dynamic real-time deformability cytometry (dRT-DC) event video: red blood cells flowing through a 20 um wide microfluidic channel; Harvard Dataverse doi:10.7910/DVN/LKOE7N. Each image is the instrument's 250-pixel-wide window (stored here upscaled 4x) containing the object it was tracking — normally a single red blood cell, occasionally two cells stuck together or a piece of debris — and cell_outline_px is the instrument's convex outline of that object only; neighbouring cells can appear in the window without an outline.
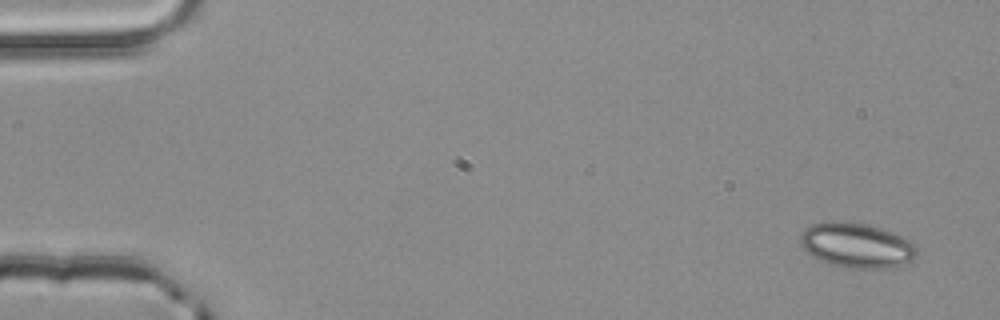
{"species": "common noctule bat (a hibernating species)", "species_latin": "Nyctalus noctula", "temperature_condition": "room temperature", "stored_images_in_passage": 3, "camera_frame_rate_fps": 3000, "um_per_image_px": 0.085, "animal": {"sex": "male", "body_mass_g": 20.4}, "frame": {"image": 1, "passage_image": 1, "time_ms": 0.0, "image_size_px": [1000, 320], "cell_outline_px": [[916, 256], [912, 260], [904, 264], [884, 268], [852, 268], [832, 264], [820, 260], [812, 256], [800, 244], [800, 232], [804, 228], [812, 224], [832, 220], [864, 224], [880, 228], [892, 232], [908, 240], [916, 248]], "centroid_in_image_um": [72.77, 20.84], "position_along_channel_um": 12.2, "area_um2": 30.17}}
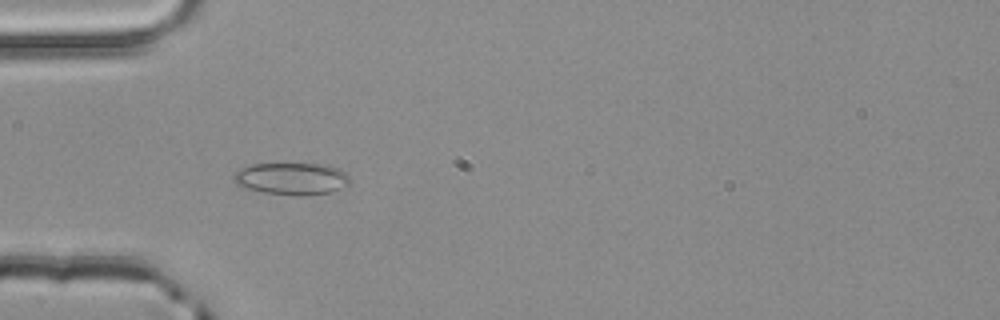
{"frame": {"image": 2, "passage_image": 3, "time_ms": 0.667, "image_size_px": [1000, 320], "cell_outline_px": [[352, 180], [348, 184], [340, 188], [328, 192], [304, 196], [296, 196], [264, 192], [248, 188], [236, 184], [232, 180], [232, 176], [236, 172], [252, 164], [328, 164], [344, 172]], "centroid_in_image_um": [24.8, 15.19], "position_along_channel_um": 60.2, "area_um2": 21.56}}